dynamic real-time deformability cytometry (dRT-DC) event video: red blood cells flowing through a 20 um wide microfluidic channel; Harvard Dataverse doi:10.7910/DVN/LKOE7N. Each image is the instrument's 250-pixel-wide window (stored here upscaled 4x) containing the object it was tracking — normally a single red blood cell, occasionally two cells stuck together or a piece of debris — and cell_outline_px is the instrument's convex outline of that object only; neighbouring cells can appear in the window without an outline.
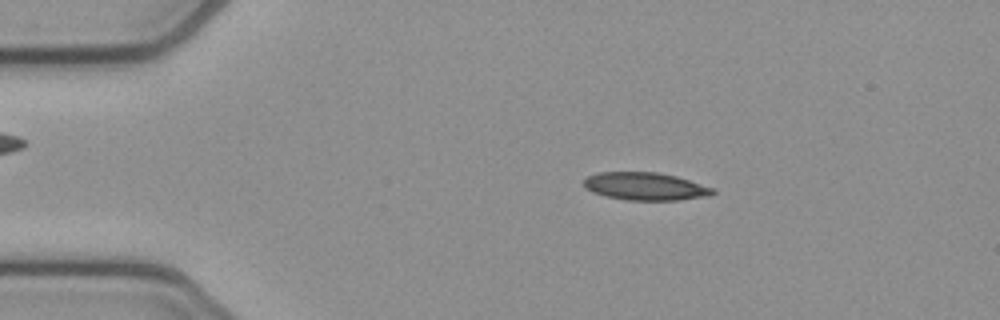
{"species": "common noctule bat (a hibernating species)", "species_latin": "Nyctalus noctula", "temperature_condition": "cold", "stored_images_in_passage": 52, "camera_frame_rate_fps": 3000, "um_per_image_px": 0.085, "animal": {"sex": "female", "body_mass_g": 21.9}, "frame": {"image": 1, "passage_image": 9, "time_ms": 2.667, "image_size_px": [1000, 320], "cell_outline_px": [[716, 192], [708, 196], [680, 200], [624, 200], [604, 196], [592, 192], [584, 188], [584, 180], [588, 176], [596, 172], [656, 172], [676, 176], [716, 188]], "centroid_in_image_um": [54.85, 15.84], "position_along_channel_um": 30.1, "area_um2": 21.1}}
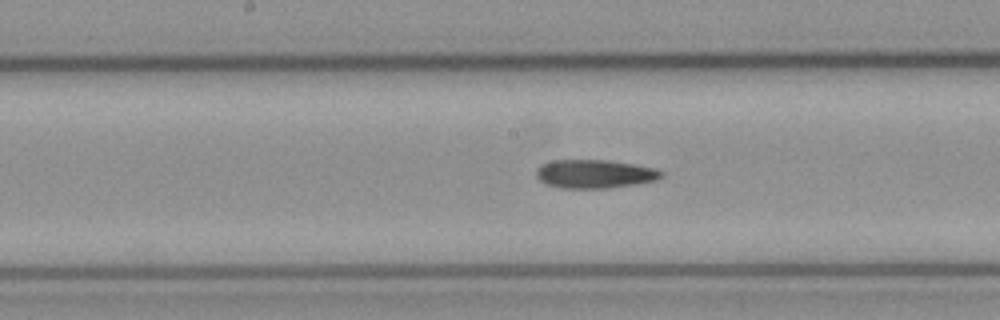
{"frame": {"image": 2, "passage_image": 26, "time_ms": 8.333, "image_size_px": [1000, 320], "cell_outline_px": [[664, 176], [656, 180], [636, 184], [608, 188], [560, 188], [544, 184], [536, 176], [536, 168], [540, 164], [552, 160], [608, 160], [656, 168], [664, 172]], "centroid_in_image_um": [50.53, 14.78], "position_along_channel_um": 197.7, "area_um2": 21.04}}
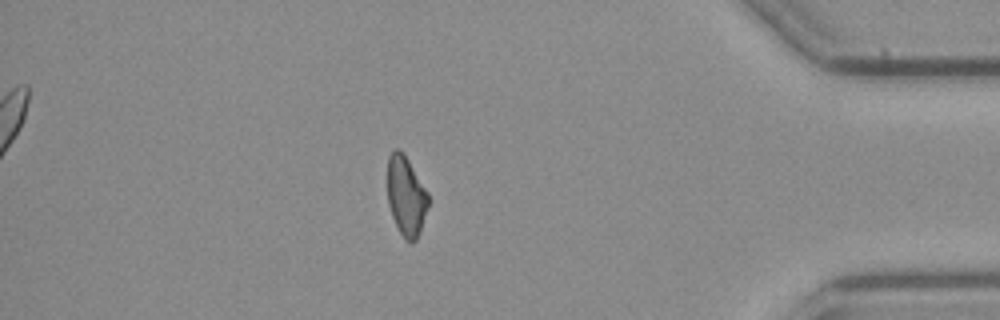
{"frame": {"image": 3, "passage_image": 45, "time_ms": 14.667, "image_size_px": [1000, 320], "cell_outline_px": [[428, 208], [420, 232], [416, 240], [412, 244], [404, 240], [392, 216], [388, 204], [388, 156], [392, 148], [400, 148], [404, 152], [428, 192]], "centroid_in_image_um": [34.52, 16.64], "position_along_channel_um": 400.7, "area_um2": 19.25}, "authors_computed_cell_mechanics": {"area_um2": 20.7213, "velocity_mm_per_s": 3.8566, "shape_relaxation_time_tau1_ms": null, "shape_relaxation_time_tau2_ms": 10.7298, "deformation_change_tau1": null, "deformation_change_tau2": 0.2204}}